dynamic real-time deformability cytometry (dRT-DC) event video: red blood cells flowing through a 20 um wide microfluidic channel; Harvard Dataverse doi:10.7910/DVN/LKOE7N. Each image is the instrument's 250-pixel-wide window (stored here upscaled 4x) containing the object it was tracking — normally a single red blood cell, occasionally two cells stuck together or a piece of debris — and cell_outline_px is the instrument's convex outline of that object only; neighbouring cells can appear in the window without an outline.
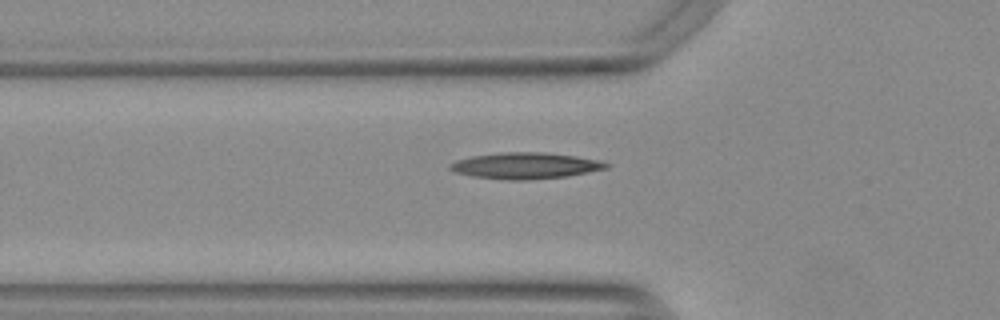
{"species": "Egyptian fruit bat (a non-hibernating species)", "species_latin": "Rousettus aegyptiacus", "temperature_condition": "warm", "stored_images_in_passage": 33, "camera_frame_rate_fps": 3000, "um_per_image_px": 0.085, "animal": {"sex": "female"}, "frame": {"image": 1, "passage_image": 4, "time_ms": 1.0, "image_size_px": [1000, 320], "cell_outline_px": [[612, 164], [608, 168], [564, 176], [524, 180], [508, 180], [472, 176], [456, 172], [448, 168], [448, 164], [456, 160], [472, 156], [500, 152], [544, 152], [576, 156], [600, 160]], "centroid_in_image_um": [44.64, 14.07], "position_along_channel_um": 81.2, "area_um2": 23.81}}
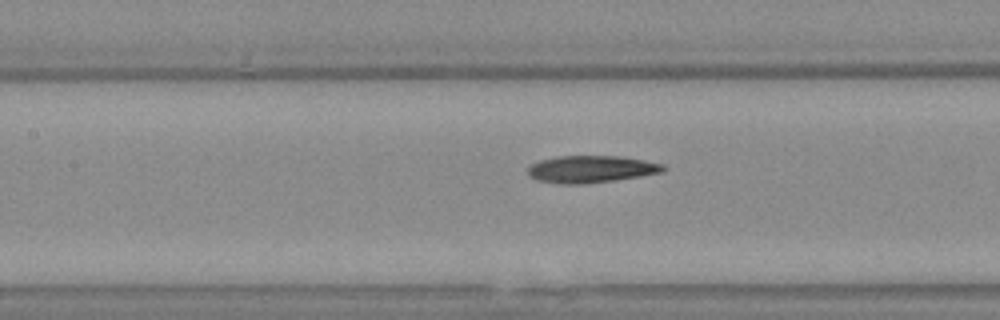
{"frame": {"image": 2, "passage_image": 10, "time_ms": 3.0, "image_size_px": [1000, 320], "cell_outline_px": [[664, 172], [640, 176], [584, 184], [560, 184], [536, 180], [528, 176], [528, 168], [532, 164], [540, 160], [556, 156], [620, 156], [644, 160], [664, 164]], "centroid_in_image_um": [50.21, 14.37], "position_along_channel_um": 157.2, "area_um2": 21.39}}
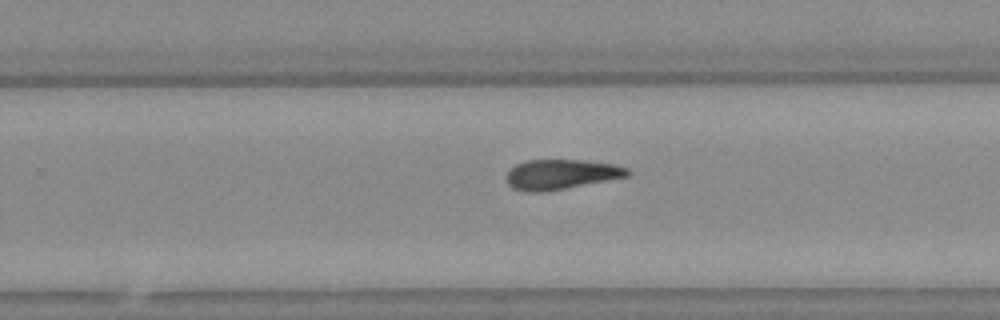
{"frame": {"image": 3, "passage_image": 20, "time_ms": 6.333, "image_size_px": [1000, 320], "cell_outline_px": [[632, 172], [628, 176], [564, 188], [540, 192], [528, 192], [512, 188], [508, 184], [504, 176], [516, 164], [524, 160], [580, 160], [612, 164], [628, 168]], "centroid_in_image_um": [47.64, 14.81], "position_along_channel_um": 282.2, "area_um2": 20.92}, "authors_computed_cell_mechanics": {"area_um2": 21.097, "velocity_mm_per_s": 3.7727, "shape_relaxation_time_tau1_ms": null, "shape_relaxation_time_tau2_ms": 8.578, "deformation_change_tau1": null, "deformation_change_tau2": 0.2044}}